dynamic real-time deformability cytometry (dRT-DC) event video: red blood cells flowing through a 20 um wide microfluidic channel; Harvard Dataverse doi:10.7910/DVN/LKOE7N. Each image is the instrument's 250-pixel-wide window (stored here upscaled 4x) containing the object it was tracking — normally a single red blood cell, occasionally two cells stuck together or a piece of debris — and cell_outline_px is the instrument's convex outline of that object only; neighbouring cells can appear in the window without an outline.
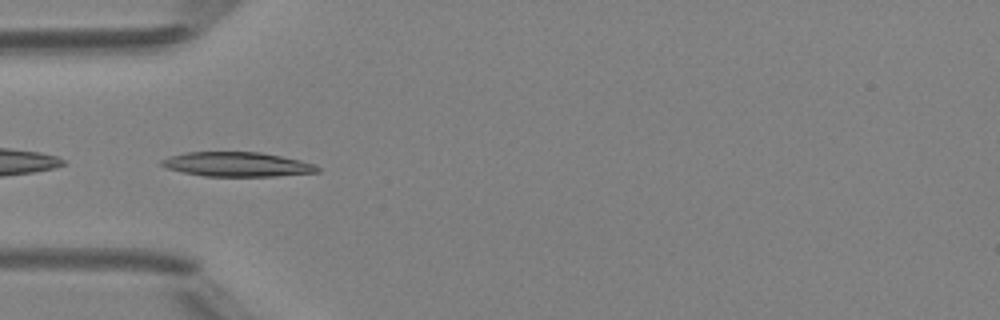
{"species": "Egyptian fruit bat (a non-hibernating species)", "species_latin": "Rousettus aegyptiacus", "temperature_condition": "room temperature", "stored_images_in_passage": 47, "camera_frame_rate_fps": 3000, "um_per_image_px": 0.085, "animal": {"sex": "female"}, "frame": {"image": 1, "passage_image": 14, "time_ms": 4.333, "image_size_px": [1000, 320], "cell_outline_px": [[320, 172], [276, 176], [204, 176], [164, 168], [160, 164], [160, 160], [184, 152], [260, 152], [300, 160], [316, 164], [320, 168]], "centroid_in_image_um": [20.17, 13.97], "position_along_channel_um": 64.8, "area_um2": 22.25}}
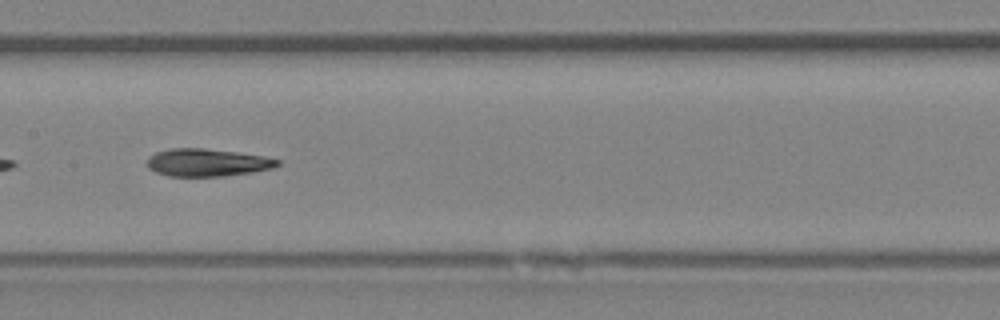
{"frame": {"image": 2, "passage_image": 23, "time_ms": 7.333, "image_size_px": [1000, 320], "cell_outline_px": [[280, 164], [272, 168], [252, 172], [224, 176], [168, 176], [156, 172], [148, 168], [148, 156], [156, 152], [172, 148], [204, 148], [236, 152], [264, 156], [280, 160]], "centroid_in_image_um": [17.61, 13.81], "position_along_channel_um": 189.8, "area_um2": 20.92}}
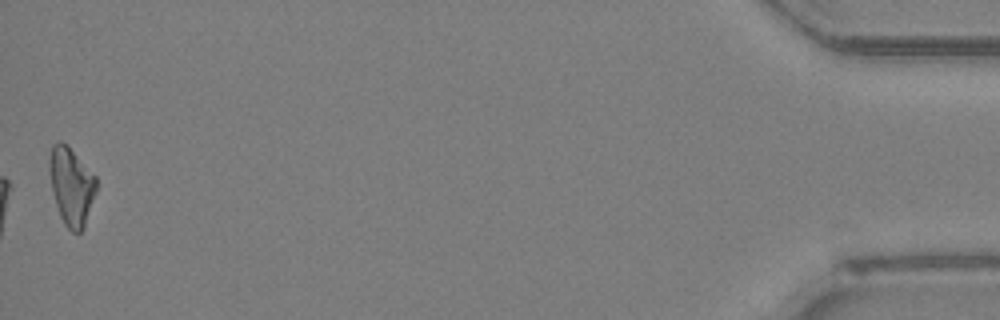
{"frame": {"image": 3, "passage_image": 47, "time_ms": 15.333, "image_size_px": [1000, 320], "cell_outline_px": [[96, 192], [84, 228], [80, 232], [72, 232], [64, 224], [60, 216], [52, 192], [48, 168], [48, 160], [52, 144], [56, 140], [60, 140], [96, 176]], "centroid_in_image_um": [6.04, 15.84], "position_along_channel_um": 429.2, "area_um2": 21.15}, "authors_computed_cell_mechanics": {"area_um2": 21.5594, "velocity_mm_per_s": 4.2114, "shape_relaxation_time_tau1_ms": 4.1009, "shape_relaxation_time_tau2_ms": 4.6996, "deformation_change_tau1": 0.1617, "deformation_change_tau2": 0.1254}}